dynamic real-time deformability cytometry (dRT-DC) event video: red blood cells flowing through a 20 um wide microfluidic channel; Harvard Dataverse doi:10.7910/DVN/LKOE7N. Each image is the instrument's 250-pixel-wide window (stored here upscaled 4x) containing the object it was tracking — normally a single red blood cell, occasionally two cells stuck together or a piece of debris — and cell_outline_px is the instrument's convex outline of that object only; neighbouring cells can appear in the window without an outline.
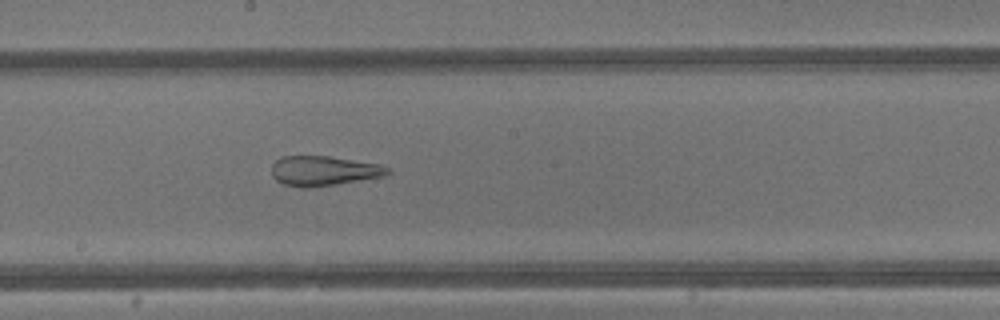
{"species": "common noctule bat (a hibernating species)", "species_latin": "Nyctalus noctula", "temperature_condition": "warm", "stored_images_in_passage": 34, "camera_frame_rate_fps": 3000, "um_per_image_px": 0.085, "animal": {"sex": "male", "body_mass_g": 13.3}, "frame": {"image": 1, "passage_image": 15, "time_ms": 4.667, "image_size_px": [1000, 320], "cell_outline_px": [[392, 172], [384, 176], [336, 184], [304, 188], [284, 184], [276, 180], [272, 176], [272, 164], [276, 160], [284, 156], [328, 156], [380, 164], [388, 168]], "centroid_in_image_um": [27.51, 14.52], "position_along_channel_um": 220.7, "area_um2": 20.0}}
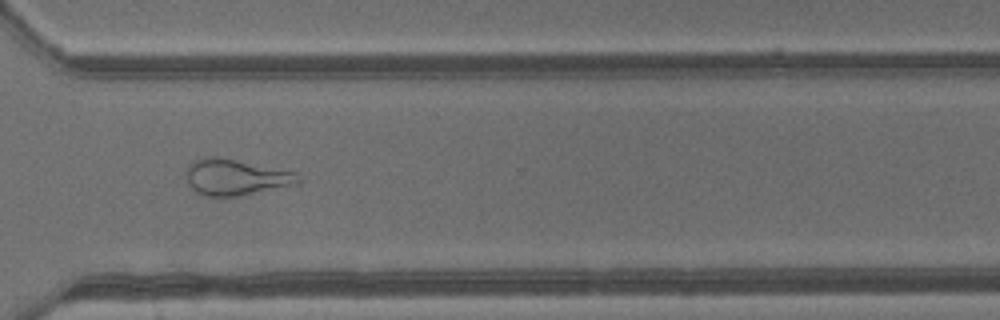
{"frame": {"image": 2, "passage_image": 23, "time_ms": 7.333, "image_size_px": [1000, 320], "cell_outline_px": [[300, 184], [240, 196], [204, 196], [196, 192], [188, 184], [184, 176], [184, 172], [188, 164], [192, 160], [204, 156], [216, 156], [296, 172], [300, 180]], "centroid_in_image_um": [19.98, 15.06], "position_along_channel_um": 350.6, "area_um2": 23.99}}
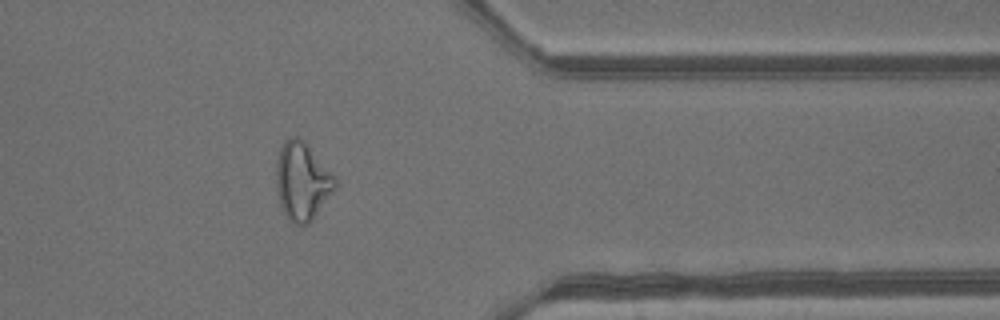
{"frame": {"image": 3, "passage_image": 26, "time_ms": 8.333, "image_size_px": [1000, 320], "cell_outline_px": [[336, 188], [312, 220], [308, 224], [292, 224], [288, 220], [280, 204], [276, 188], [276, 160], [280, 148], [284, 140], [292, 136], [296, 136], [336, 176]], "centroid_in_image_um": [25.66, 15.44], "position_along_channel_um": 385.7, "area_um2": 26.41}, "authors_computed_cell_mechanics": {"area_um2": 25.8944, "velocity_mm_per_s": 4.9039, "shape_relaxation_time_tau1_ms": null, "shape_relaxation_time_tau2_ms": 1.6919, "deformation_change_tau1": null, "deformation_change_tau2": 0.134}}